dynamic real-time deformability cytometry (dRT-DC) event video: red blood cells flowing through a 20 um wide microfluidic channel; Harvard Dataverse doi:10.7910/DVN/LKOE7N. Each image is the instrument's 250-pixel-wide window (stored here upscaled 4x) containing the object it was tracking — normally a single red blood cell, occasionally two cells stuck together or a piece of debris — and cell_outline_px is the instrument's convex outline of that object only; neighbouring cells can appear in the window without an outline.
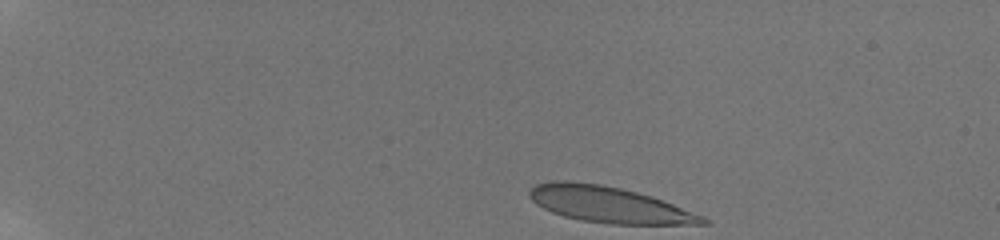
{"species": "human", "species_latin": "Homo sapiens", "temperature_condition": "room temperature", "stored_images_in_passage": 46, "camera_frame_rate_fps": 3000, "um_per_image_px": 0.085, "donor": {"sex": "male"}, "frame": {"image": 1, "passage_image": 1, "time_ms": 0.0, "image_size_px": [1000, 240], "cell_outline_px": [[708, 224], [612, 224], [580, 220], [564, 216], [552, 212], [536, 204], [528, 196], [528, 192], [536, 184], [552, 180], [568, 180], [600, 184], [620, 188], [652, 196], [704, 216], [708, 220]], "centroid_in_image_um": [51.74, 17.38], "position_along_channel_um": 33.3, "area_um2": 36.3}}
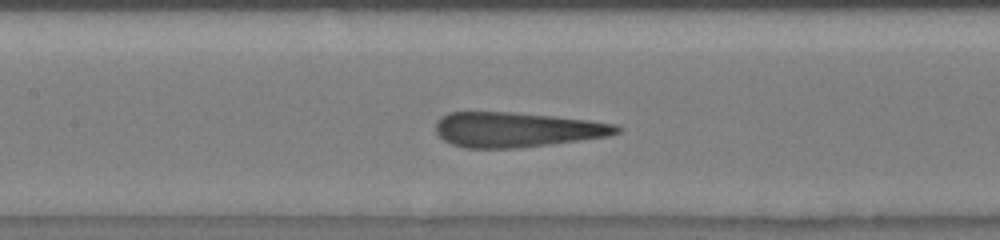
{"frame": {"image": 2, "passage_image": 20, "time_ms": 6.333, "image_size_px": [1000, 240], "cell_outline_px": [[620, 132], [608, 136], [580, 140], [520, 148], [468, 148], [452, 144], [444, 140], [436, 132], [436, 120], [440, 116], [448, 112], [508, 112], [552, 116], [588, 120], [616, 124], [620, 128]], "centroid_in_image_um": [43.89, 11.02], "position_along_channel_um": 163.5, "area_um2": 36.7}}
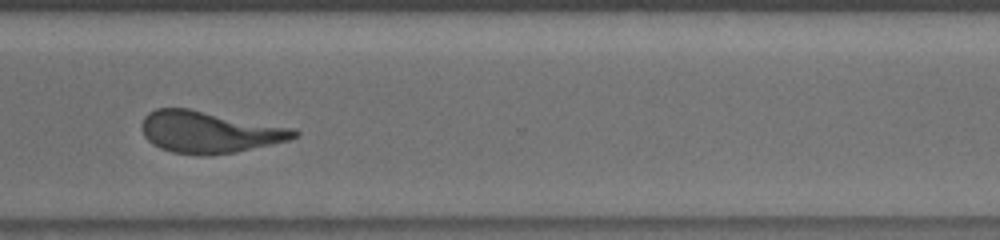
{"frame": {"image": 3, "passage_image": 35, "time_ms": 11.333, "image_size_px": [1000, 240], "cell_outline_px": [[300, 136], [288, 140], [236, 152], [208, 156], [200, 156], [172, 152], [160, 148], [152, 144], [144, 136], [140, 128], [140, 124], [144, 116], [148, 112], [156, 108], [188, 108], [296, 128], [300, 132]], "centroid_in_image_um": [17.78, 11.22], "position_along_channel_um": 352.8, "area_um2": 37.57}, "authors_computed_cell_mechanics": {"area_um2": 37.0787, "velocity_mm_per_s": 3.7915, "shape_relaxation_time_tau1_ms": 5.6971, "shape_relaxation_time_tau2_ms": 0.8641, "deformation_change_tau1": 0.2138, "deformation_change_tau2": 0.0987}}